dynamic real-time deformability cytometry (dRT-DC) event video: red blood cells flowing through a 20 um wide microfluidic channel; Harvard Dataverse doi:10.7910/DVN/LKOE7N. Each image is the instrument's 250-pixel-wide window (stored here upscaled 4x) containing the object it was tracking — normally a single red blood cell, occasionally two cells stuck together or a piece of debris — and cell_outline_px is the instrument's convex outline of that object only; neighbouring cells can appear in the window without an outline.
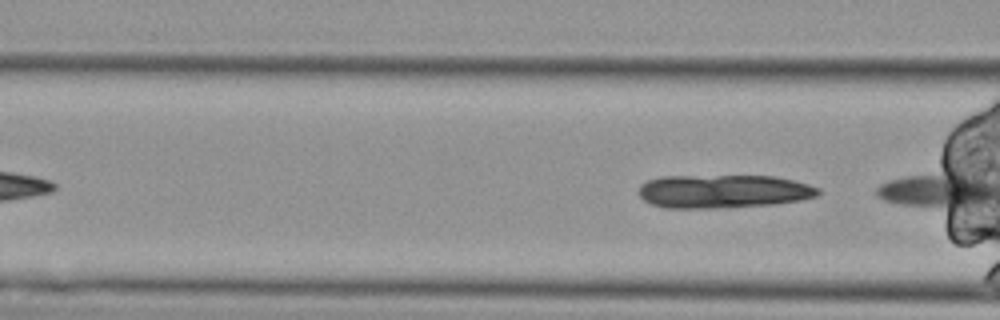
{"species": "Egyptian fruit bat (a non-hibernating species)", "species_latin": "Rousettus aegyptiacus", "temperature_condition": "cold", "stored_images_in_passage": 4, "camera_frame_rate_fps": 3000, "um_per_image_px": 0.085, "animal": {"sex": "female"}, "frame": {"image": 1, "passage_image": 4, "time_ms": 1.0, "image_size_px": [1000, 320], "cell_outline_px": [[820, 192], [816, 196], [800, 200], [772, 204], [720, 208], [664, 208], [652, 204], [644, 200], [640, 196], [640, 184], [648, 180], [664, 176], [772, 176], [792, 180], [808, 184], [820, 188]], "centroid_in_image_um": [61.47, 16.26], "position_along_channel_um": 105.1, "area_um2": 34.85}}